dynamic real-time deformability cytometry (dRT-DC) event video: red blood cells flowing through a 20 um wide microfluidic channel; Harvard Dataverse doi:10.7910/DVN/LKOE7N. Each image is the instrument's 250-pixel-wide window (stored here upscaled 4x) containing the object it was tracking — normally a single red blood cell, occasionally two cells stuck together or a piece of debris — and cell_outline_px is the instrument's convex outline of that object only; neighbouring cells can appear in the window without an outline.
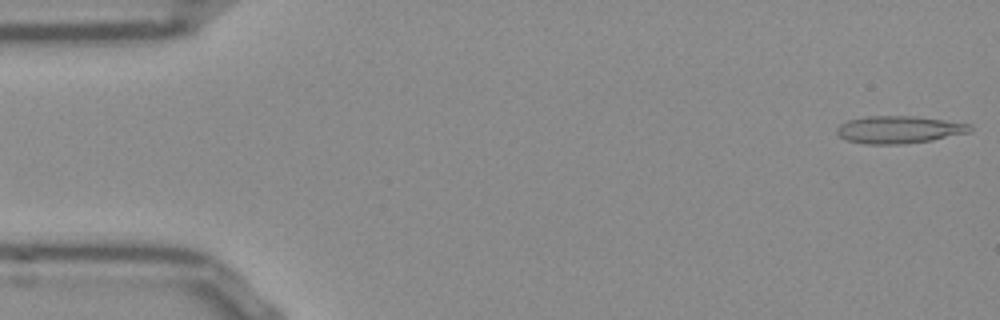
{"species": "Egyptian fruit bat (a non-hibernating species)", "species_latin": "Rousettus aegyptiacus", "temperature_condition": "room temperature", "stored_images_in_passage": 52, "camera_frame_rate_fps": 3000, "um_per_image_px": 0.085, "frame": {"image": 1, "passage_image": 1, "time_ms": 0.0, "image_size_px": [1000, 320], "cell_outline_px": [[972, 132], [932, 140], [904, 144], [864, 144], [848, 140], [840, 136], [836, 132], [836, 128], [840, 124], [848, 120], [864, 116], [916, 116], [972, 124]], "centroid_in_image_um": [76.43, 11.01], "position_along_channel_um": 8.6, "area_um2": 21.44}}
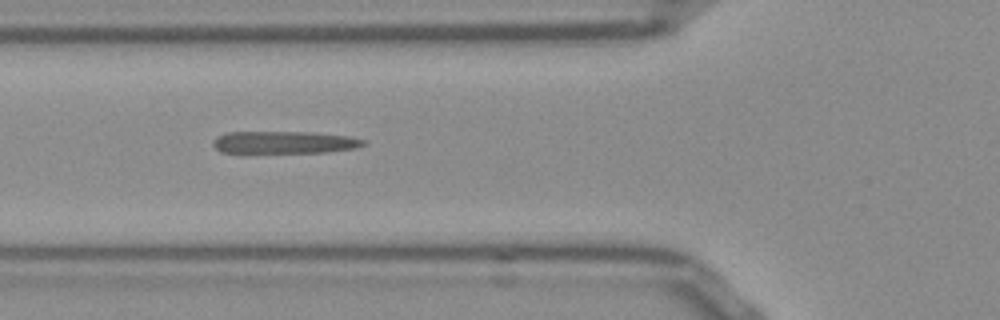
{"frame": {"image": 2, "passage_image": 18, "time_ms": 5.667, "image_size_px": [1000, 320], "cell_outline_px": [[368, 144], [356, 148], [324, 152], [220, 152], [212, 144], [212, 140], [216, 136], [228, 132], [312, 132], [348, 136], [364, 140]], "centroid_in_image_um": [24.16, 12.09], "position_along_channel_um": 101.6, "area_um2": 19.48}}
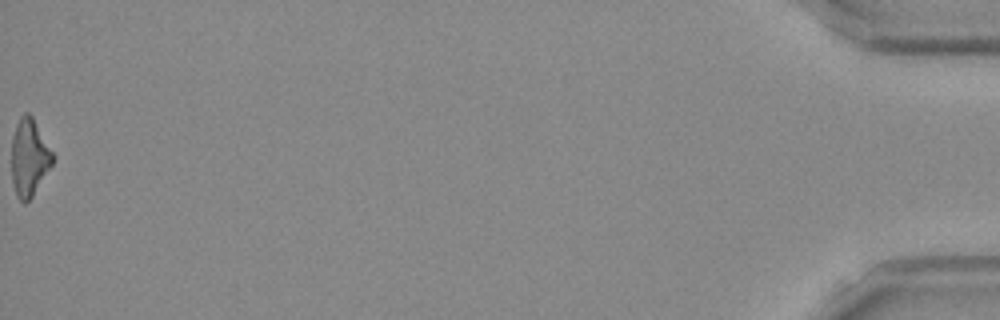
{"frame": {"image": 3, "passage_image": 52, "time_ms": 17.0, "image_size_px": [1000, 320], "cell_outline_px": [[56, 156], [52, 164], [32, 196], [24, 204], [16, 196], [12, 180], [12, 136], [16, 124], [20, 116], [24, 112], [28, 112], [32, 116]], "centroid_in_image_um": [2.49, 13.36], "position_along_channel_um": 432.7, "area_um2": 18.55}, "authors_computed_cell_mechanics": {"area_um2": 20.2589, "velocity_mm_per_s": 3.866, "shape_relaxation_time_tau1_ms": 7.3088, "shape_relaxation_time_tau2_ms": 2.8438, "deformation_change_tau1": 0.2518, "deformation_change_tau2": 0.1966}}